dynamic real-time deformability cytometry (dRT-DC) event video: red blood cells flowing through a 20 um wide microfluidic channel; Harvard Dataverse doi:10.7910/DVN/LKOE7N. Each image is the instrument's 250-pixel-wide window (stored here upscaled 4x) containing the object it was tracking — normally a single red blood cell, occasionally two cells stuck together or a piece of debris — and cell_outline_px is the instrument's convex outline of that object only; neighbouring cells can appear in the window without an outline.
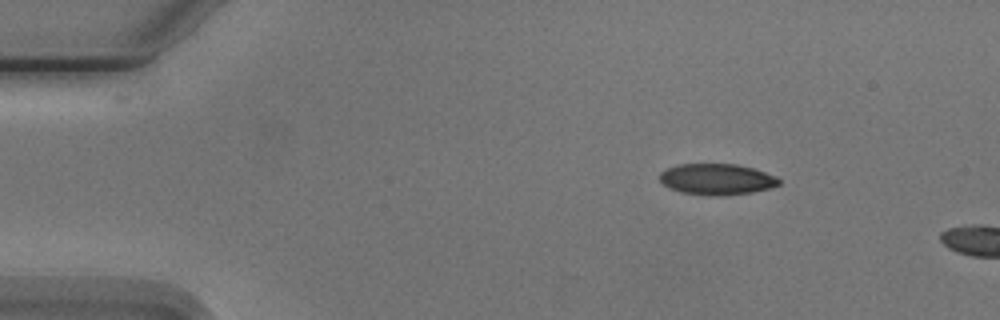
{"species": "Egyptian fruit bat (a non-hibernating species)", "species_latin": "Rousettus aegyptiacus", "temperature_condition": "cold", "stored_images_in_passage": 7, "camera_frame_rate_fps": 3000, "um_per_image_px": 0.085, "animal": {"sex": "male"}, "frame": {"image": 1, "passage_image": 2, "time_ms": 1.333, "image_size_px": [1000, 320], "cell_outline_px": [[780, 184], [768, 188], [752, 192], [720, 196], [716, 196], [680, 192], [664, 184], [660, 180], [660, 172], [664, 168], [676, 164], [736, 164], [752, 168], [776, 176], [780, 180]], "centroid_in_image_um": [60.9, 15.22], "position_along_channel_um": 24.1, "area_um2": 21.5}}
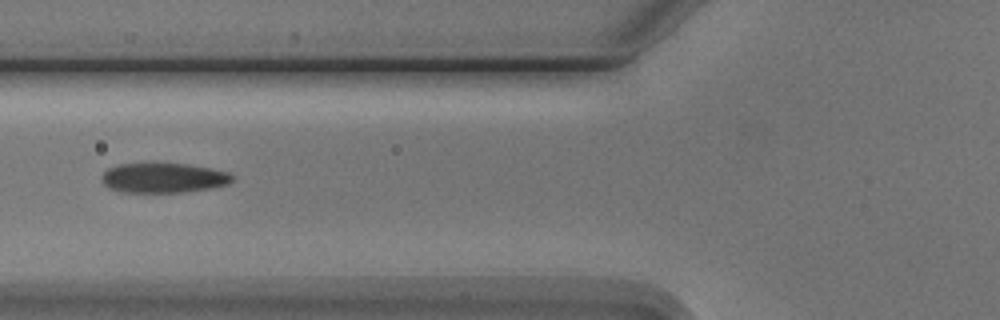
{"frame": {"image": 2, "passage_image": 5, "time_ms": 5.667, "image_size_px": [1000, 320], "cell_outline_px": [[236, 176], [228, 184], [212, 188], [188, 192], [120, 192], [108, 188], [104, 184], [100, 176], [108, 168], [120, 164], [144, 160], [188, 164], [212, 168], [228, 172]], "centroid_in_image_um": [13.87, 15.07], "position_along_channel_um": 111.9, "area_um2": 23.81}}
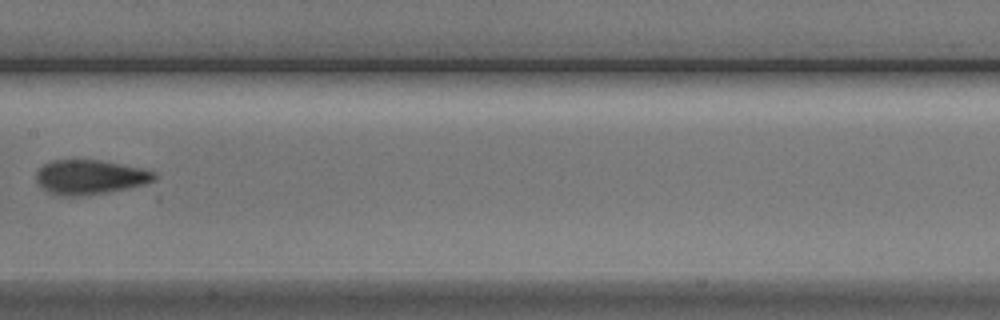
{"frame": {"image": 3, "passage_image": 7, "time_ms": 8.0, "image_size_px": [1000, 320], "cell_outline_px": [[156, 180], [148, 184], [108, 192], [84, 196], [60, 196], [44, 188], [36, 180], [36, 172], [44, 164], [52, 160], [100, 160], [140, 168], [156, 172]], "centroid_in_image_um": [7.69, 15.06], "position_along_channel_um": 199.7, "area_um2": 23.7}}